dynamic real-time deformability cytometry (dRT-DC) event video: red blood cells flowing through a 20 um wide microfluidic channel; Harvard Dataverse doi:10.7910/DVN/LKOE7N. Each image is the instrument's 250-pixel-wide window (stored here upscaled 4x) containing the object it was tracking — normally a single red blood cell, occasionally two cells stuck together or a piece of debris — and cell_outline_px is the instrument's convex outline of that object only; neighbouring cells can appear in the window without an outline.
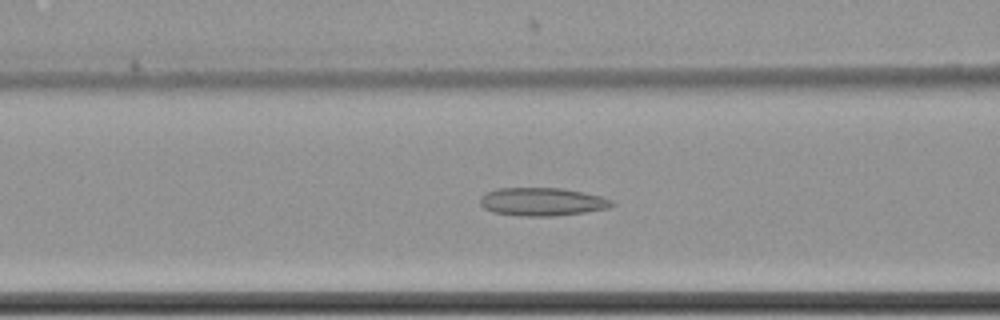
{"species": "common noctule bat (a hibernating species)", "species_latin": "Nyctalus noctula", "temperature_condition": "cold", "stored_images_in_passage": 63, "camera_frame_rate_fps": 3000, "um_per_image_px": 0.085, "animal": {"sex": "female", "body_mass_g": 22.7, "forearm_length_mm": 54.2}, "frame": {"image": 1, "passage_image": 28, "time_ms": 9.0, "image_size_px": [1000, 320], "cell_outline_px": [[616, 204], [608, 208], [584, 212], [552, 216], [520, 216], [492, 212], [484, 208], [480, 204], [480, 196], [484, 192], [496, 188], [560, 188], [600, 196], [612, 200]], "centroid_in_image_um": [46.02, 17.15], "position_along_channel_um": 120.6, "area_um2": 21.62}}
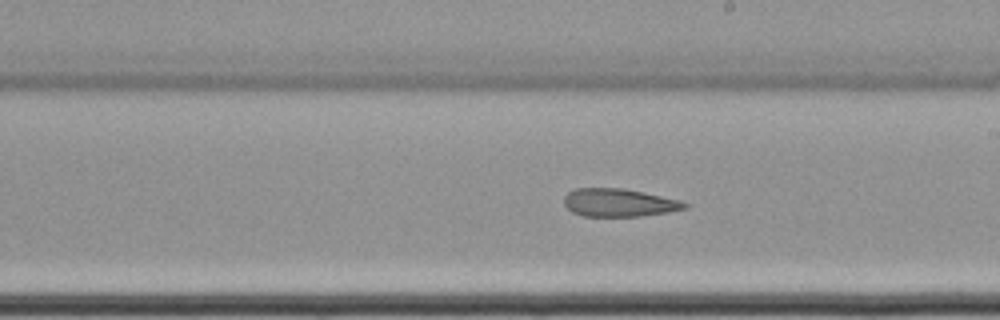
{"frame": {"image": 2, "passage_image": 38, "time_ms": 12.333, "image_size_px": [1000, 320], "cell_outline_px": [[688, 208], [668, 212], [640, 216], [584, 216], [572, 212], [564, 204], [564, 196], [568, 192], [576, 188], [620, 188], [680, 200], [688, 204]], "centroid_in_image_um": [52.59, 17.23], "position_along_channel_um": 236.4, "area_um2": 19.48}}
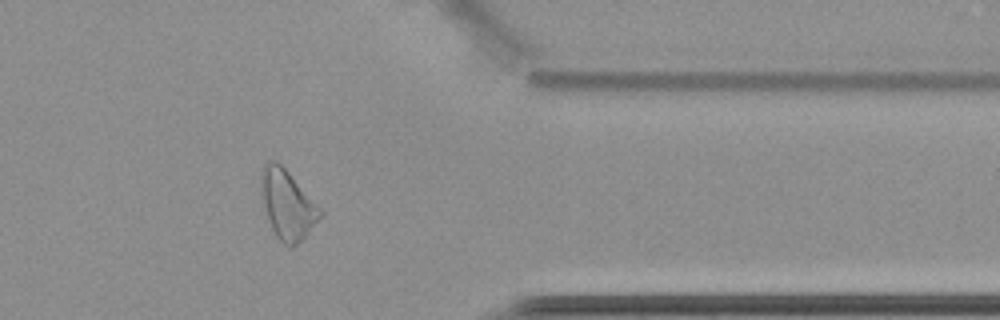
{"frame": {"image": 3, "passage_image": 52, "time_ms": 17.0, "image_size_px": [1000, 320], "cell_outline_px": [[324, 212], [304, 236], [292, 248], [288, 248], [276, 236], [272, 228], [264, 204], [260, 180], [260, 172], [264, 164], [268, 160], [276, 160], [288, 172]], "centroid_in_image_um": [24.41, 17.37], "position_along_channel_um": 387.0, "area_um2": 23.12}}